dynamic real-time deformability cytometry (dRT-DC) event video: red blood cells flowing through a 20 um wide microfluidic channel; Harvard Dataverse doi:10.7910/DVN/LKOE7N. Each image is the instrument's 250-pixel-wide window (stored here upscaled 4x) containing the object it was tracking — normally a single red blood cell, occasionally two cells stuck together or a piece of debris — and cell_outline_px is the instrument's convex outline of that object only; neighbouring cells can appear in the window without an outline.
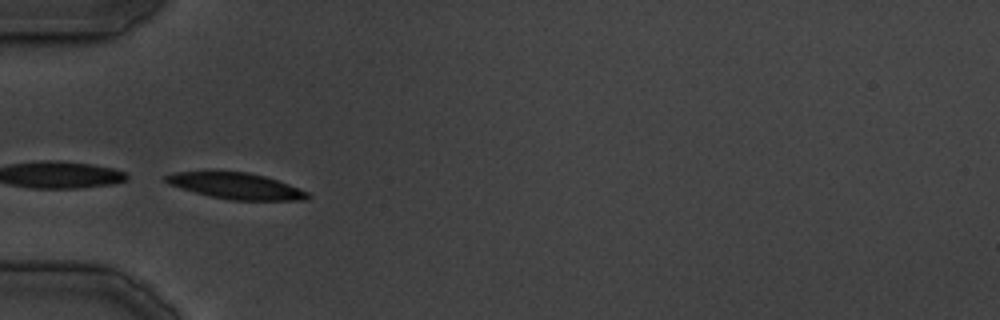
{"species": "common noctule bat (a hibernating species)", "species_latin": "Nyctalus noctula", "temperature_condition": "cold", "stored_images_in_passage": 8, "camera_frame_rate_fps": 3000, "um_per_image_px": 0.085, "animal": {"sex": "male", "body_mass_g": 19.5, "forearm_length_mm": 54.6}, "frame": {"image": 1, "passage_image": 1, "time_ms": 0.0, "image_size_px": [1000, 320], "cell_outline_px": [[312, 196], [304, 200], [232, 200], [212, 196], [180, 188], [168, 184], [164, 180], [164, 176], [176, 172], [208, 168], [212, 168], [248, 172], [264, 176], [288, 184], [308, 192]], "centroid_in_image_um": [19.97, 15.75], "position_along_channel_um": 65.0, "area_um2": 22.31}}